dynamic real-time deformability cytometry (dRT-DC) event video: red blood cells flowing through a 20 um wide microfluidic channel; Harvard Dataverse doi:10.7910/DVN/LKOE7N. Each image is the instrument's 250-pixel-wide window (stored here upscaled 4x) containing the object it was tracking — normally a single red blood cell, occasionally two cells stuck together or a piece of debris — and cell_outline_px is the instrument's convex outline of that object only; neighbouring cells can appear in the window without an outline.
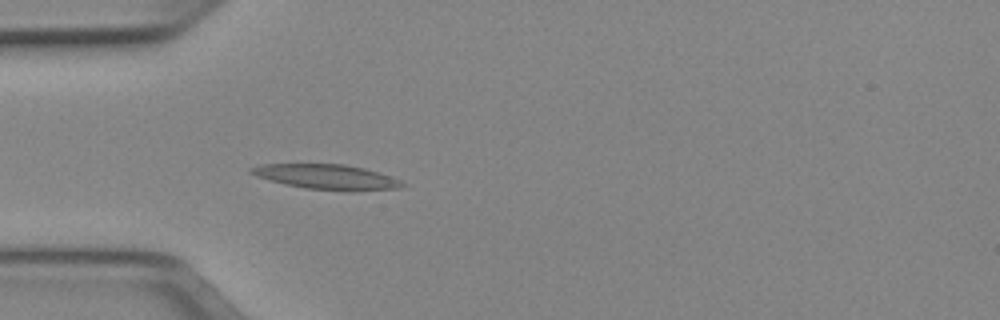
{"species": "Egyptian fruit bat (a non-hibernating species)", "species_latin": "Rousettus aegyptiacus", "temperature_condition": "cold", "stored_images_in_passage": 39, "camera_frame_rate_fps": 3000, "um_per_image_px": 0.085, "animal": {"sex": "female"}, "frame": {"image": 1, "passage_image": 9, "time_ms": 2.667, "image_size_px": [1000, 320], "cell_outline_px": [[408, 184], [400, 188], [352, 192], [344, 192], [304, 188], [284, 184], [256, 176], [248, 172], [248, 168], [264, 164], [344, 164], [364, 168], [392, 176]], "centroid_in_image_um": [27.82, 15.05], "position_along_channel_um": 57.2, "area_um2": 22.43}}
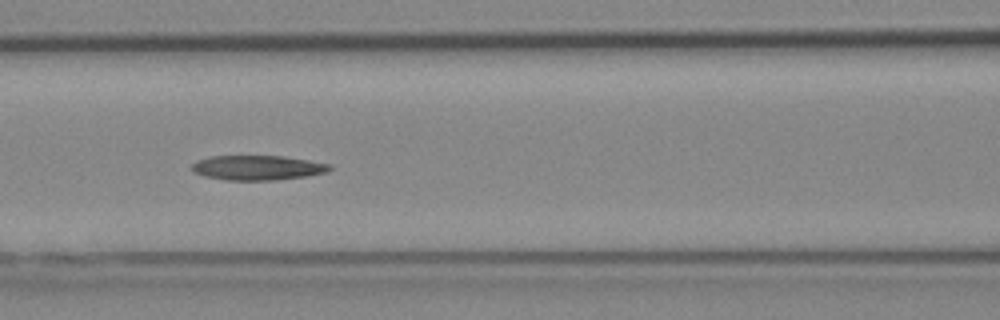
{"frame": {"image": 2, "passage_image": 16, "time_ms": 5.0, "image_size_px": [1000, 320], "cell_outline_px": [[332, 168], [328, 172], [308, 176], [276, 180], [224, 180], [204, 176], [196, 172], [192, 168], [192, 164], [196, 160], [212, 156], [284, 156], [332, 164]], "centroid_in_image_um": [21.94, 14.26], "position_along_channel_um": 144.7, "area_um2": 19.94}}
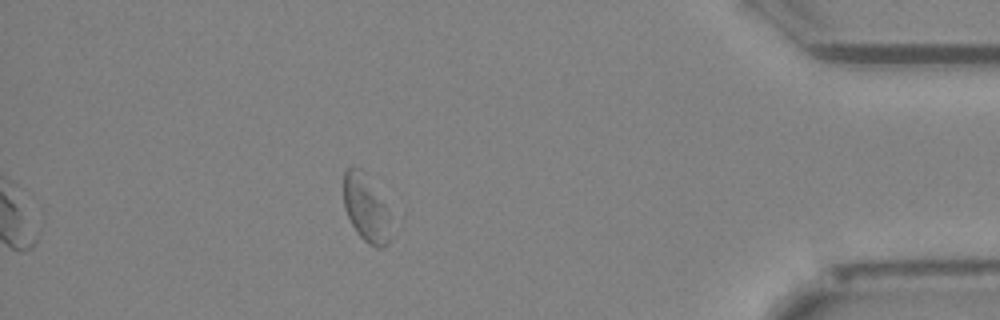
{"frame": {"image": 3, "passage_image": 39, "time_ms": 12.667, "image_size_px": [1000, 320], "cell_outline_px": [[392, 208], [388, 244], [380, 248], [376, 248], [368, 244], [356, 232], [344, 208], [344, 172], [352, 164], [360, 168]], "centroid_in_image_um": [31.16, 17.69], "position_along_channel_um": 404.0, "area_um2": 19.07}}